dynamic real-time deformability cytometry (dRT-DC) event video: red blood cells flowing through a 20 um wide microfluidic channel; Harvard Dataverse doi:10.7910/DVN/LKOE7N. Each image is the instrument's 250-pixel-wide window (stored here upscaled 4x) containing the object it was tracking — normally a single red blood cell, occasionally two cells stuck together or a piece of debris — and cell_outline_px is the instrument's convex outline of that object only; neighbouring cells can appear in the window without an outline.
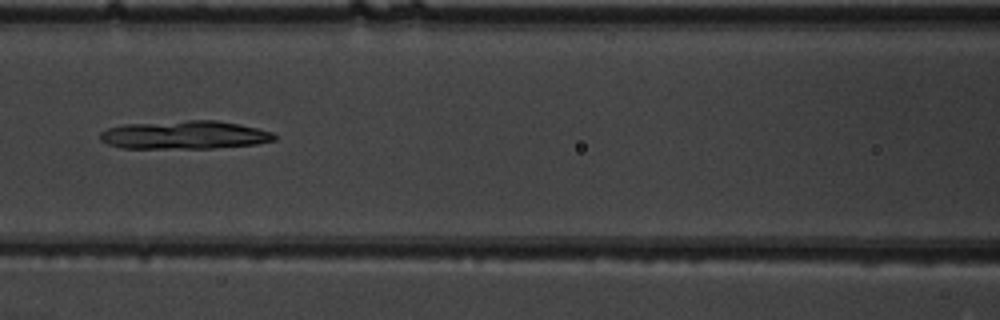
{"species": "common noctule bat (a hibernating species)", "species_latin": "Nyctalus noctula", "temperature_condition": "warm", "stored_images_in_passage": 7, "camera_frame_rate_fps": 3000, "um_per_image_px": 0.085, "animal": {"sex": "male", "body_mass_g": 19.5, "forearm_length_mm": 54.6}, "frame": {"image": 1, "passage_image": 7, "time_ms": 2.0, "image_size_px": [1000, 320], "cell_outline_px": [[276, 140], [256, 144], [212, 148], [120, 148], [108, 144], [100, 140], [100, 132], [108, 128], [124, 124], [188, 120], [216, 120], [240, 124], [272, 132], [276, 136]], "centroid_in_image_um": [15.68, 11.47], "position_along_channel_um": 150.9, "area_um2": 28.78}}